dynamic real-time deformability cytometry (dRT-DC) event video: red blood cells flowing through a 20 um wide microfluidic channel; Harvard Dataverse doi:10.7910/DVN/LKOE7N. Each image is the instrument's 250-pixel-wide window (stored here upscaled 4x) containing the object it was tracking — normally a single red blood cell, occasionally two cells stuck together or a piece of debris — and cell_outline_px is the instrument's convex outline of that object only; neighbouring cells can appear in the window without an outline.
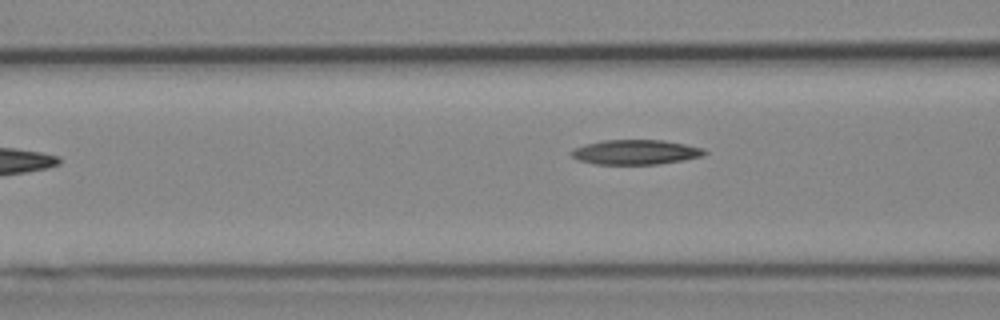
{"species": "Egyptian fruit bat (a non-hibernating species)", "species_latin": "Rousettus aegyptiacus", "temperature_condition": "cold", "stored_images_in_passage": 7, "camera_frame_rate_fps": 3000, "um_per_image_px": 0.085, "animal": {"sex": "female"}, "frame": {"image": 1, "passage_image": 7, "time_ms": 7.0, "image_size_px": [1000, 320], "cell_outline_px": [[708, 152], [704, 156], [684, 160], [660, 164], [596, 164], [576, 160], [568, 152], [572, 148], [584, 144], [604, 140], [664, 140], [704, 148]], "centroid_in_image_um": [54.01, 12.93], "position_along_channel_um": 112.6, "area_um2": 19.48}}